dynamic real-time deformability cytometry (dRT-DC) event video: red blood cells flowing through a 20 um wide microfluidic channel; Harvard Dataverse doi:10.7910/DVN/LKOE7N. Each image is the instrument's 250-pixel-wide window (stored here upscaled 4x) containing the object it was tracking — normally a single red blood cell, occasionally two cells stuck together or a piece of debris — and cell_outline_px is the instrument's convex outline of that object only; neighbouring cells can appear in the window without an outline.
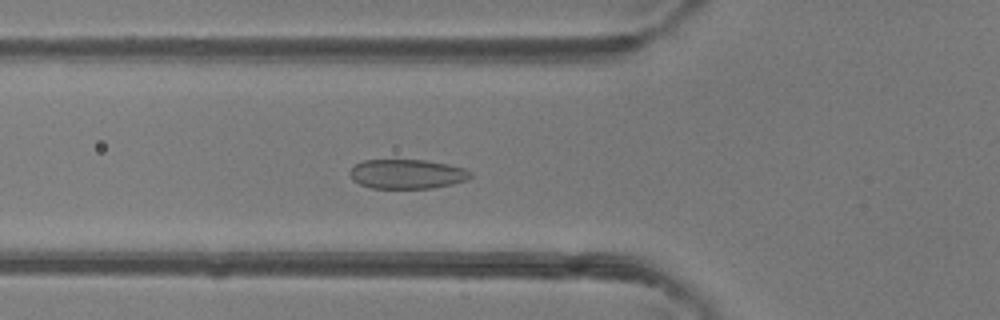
{"species": "common noctule bat (a hibernating species)", "species_latin": "Nyctalus noctula", "temperature_condition": "room temperature", "stored_images_in_passage": 49, "camera_frame_rate_fps": 3000, "um_per_image_px": 0.085, "animal": {"sex": "female"}, "frame": {"image": 1, "passage_image": 17, "time_ms": 5.333, "image_size_px": [1000, 320], "cell_outline_px": [[472, 176], [464, 180], [452, 184], [432, 188], [372, 188], [360, 184], [352, 180], [348, 172], [356, 164], [364, 160], [424, 160], [448, 164], [464, 168], [472, 172]], "centroid_in_image_um": [34.58, 14.79], "position_along_channel_um": 91.2, "area_um2": 20.63}}
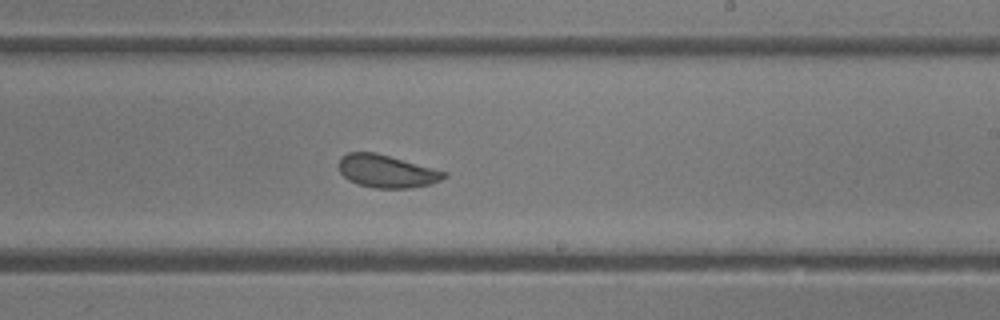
{"frame": {"image": 2, "passage_image": 29, "time_ms": 9.333, "image_size_px": [1000, 320], "cell_outline_px": [[448, 176], [432, 184], [408, 188], [372, 188], [356, 184], [348, 180], [340, 172], [340, 156], [348, 152], [376, 152], [448, 172]], "centroid_in_image_um": [32.87, 14.56], "position_along_channel_um": 256.1, "area_um2": 20.23}}
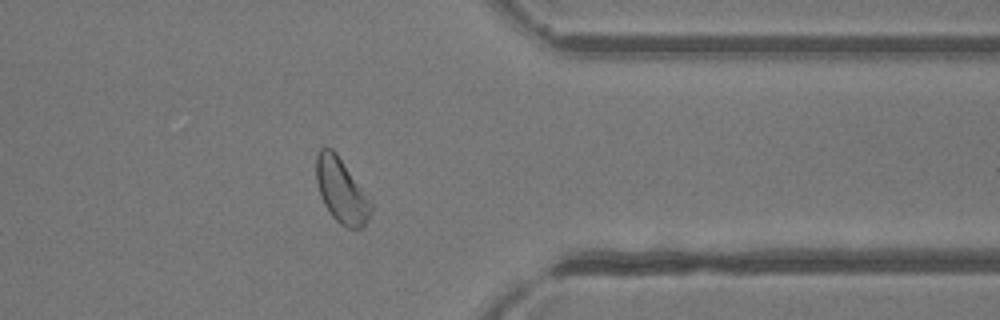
{"frame": {"image": 3, "passage_image": 39, "time_ms": 12.667, "image_size_px": [1000, 320], "cell_outline_px": [[372, 212], [364, 228], [348, 228], [340, 224], [332, 216], [324, 204], [320, 196], [316, 180], [316, 156], [320, 148], [332, 148], [336, 152], [372, 196]], "centroid_in_image_um": [29.08, 16.2], "position_along_channel_um": 382.3, "area_um2": 21.39}, "authors_computed_cell_mechanics": {"area_um2": 21.5016, "velocity_mm_per_s": 4.1125, "shape_relaxation_time_tau1_ms": 3.0069, "shape_relaxation_time_tau2_ms": 1.1937, "deformation_change_tau1": 0.0865, "deformation_change_tau2": 0.0652}}